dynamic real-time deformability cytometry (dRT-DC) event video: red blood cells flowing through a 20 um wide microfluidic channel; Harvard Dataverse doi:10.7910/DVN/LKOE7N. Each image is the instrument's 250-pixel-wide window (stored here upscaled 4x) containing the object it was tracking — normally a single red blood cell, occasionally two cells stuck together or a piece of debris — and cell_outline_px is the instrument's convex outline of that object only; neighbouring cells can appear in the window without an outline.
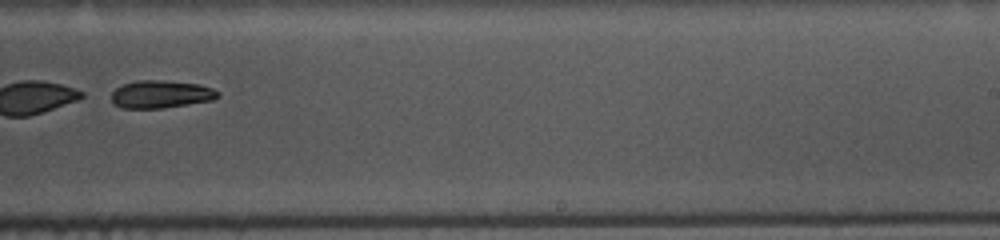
{"species": "common noctule bat (a hibernating species)", "species_latin": "Nyctalus noctula", "temperature_condition": "cold", "stored_images_in_passage": 49, "segment_of_instrument_passage": [2, 2], "camera_frame_rate_fps": 3000, "um_per_image_px": 0.085, "animal": {"sex": "female", "body_mass_g": 10.0, "forearm_length_mm": 53.1}, "frame": {"image": 1, "passage_image": 30, "time_ms": 9.667, "image_size_px": [1000, 240], "cell_outline_px": [[220, 96], [212, 100], [164, 108], [120, 108], [112, 104], [112, 92], [116, 88], [124, 84], [136, 80], [160, 80], [196, 84], [212, 88], [220, 92]], "centroid_in_image_um": [13.65, 8.02], "position_along_channel_um": 275.3, "area_um2": 17.17}}